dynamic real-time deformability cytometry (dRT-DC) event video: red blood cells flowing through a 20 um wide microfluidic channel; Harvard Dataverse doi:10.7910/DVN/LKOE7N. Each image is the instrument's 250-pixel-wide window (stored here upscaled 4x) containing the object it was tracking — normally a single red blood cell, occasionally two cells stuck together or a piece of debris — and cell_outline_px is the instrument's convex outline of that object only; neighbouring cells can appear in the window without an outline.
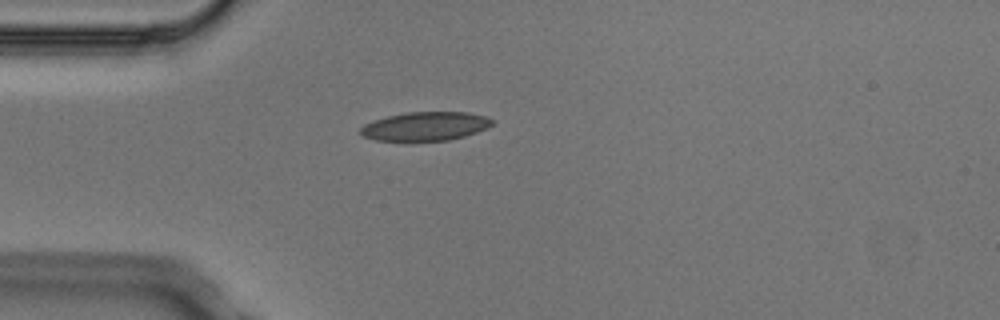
{"species": "Egyptian fruit bat (a non-hibernating species)", "species_latin": "Rousettus aegyptiacus", "temperature_condition": "cold", "stored_images_in_passage": 1, "camera_frame_rate_fps": 3000, "um_per_image_px": 0.085, "animal": {"sex": "male"}, "frame": {"image": 1, "passage_image": 1, "time_ms": 0.0, "image_size_px": [1000, 320], "cell_outline_px": [[492, 124], [488, 128], [464, 136], [448, 140], [408, 144], [376, 140], [360, 136], [360, 128], [364, 124], [388, 116], [408, 112], [468, 112], [484, 116], [492, 120]], "centroid_in_image_um": [36.08, 10.79], "position_along_channel_um": 48.9, "area_um2": 22.83}}